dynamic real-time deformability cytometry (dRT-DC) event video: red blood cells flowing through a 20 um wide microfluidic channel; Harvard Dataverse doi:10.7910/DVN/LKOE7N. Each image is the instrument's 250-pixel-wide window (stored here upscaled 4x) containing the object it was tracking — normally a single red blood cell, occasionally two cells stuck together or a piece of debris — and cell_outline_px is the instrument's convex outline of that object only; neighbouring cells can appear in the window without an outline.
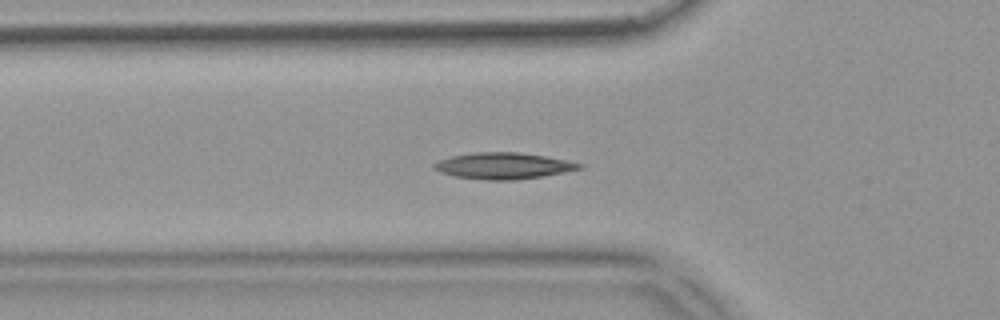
{"species": "common noctule bat (a hibernating species)", "species_latin": "Nyctalus noctula", "temperature_condition": "warm", "stored_images_in_passage": 54, "segment_of_instrument_passage": [1, 2], "camera_frame_rate_fps": 3000, "um_per_image_px": 0.085, "animal": {"sex": "female", "body_mass_g": 18.4}, "frame": {"image": 1, "passage_image": 18, "time_ms": 5.667, "image_size_px": [1000, 320], "cell_outline_px": [[584, 168], [544, 176], [516, 180], [484, 180], [452, 176], [440, 172], [432, 168], [432, 164], [440, 160], [452, 156], [472, 152], [520, 152], [544, 156], [584, 164]], "centroid_in_image_um": [42.76, 14.1], "position_along_channel_um": 83.0, "area_um2": 22.43}}
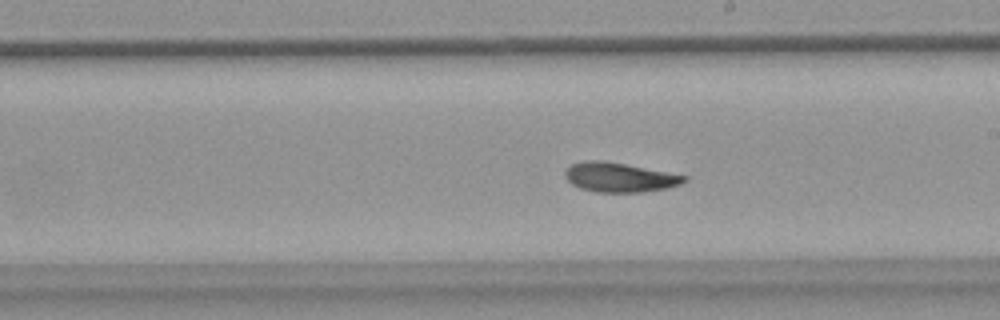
{"frame": {"image": 2, "passage_image": 30, "time_ms": 9.667, "image_size_px": [1000, 320], "cell_outline_px": [[688, 180], [680, 184], [664, 188], [640, 192], [596, 192], [580, 188], [572, 184], [564, 176], [564, 172], [572, 164], [588, 160], [600, 160], [624, 164], [688, 176]], "centroid_in_image_um": [52.64, 15.07], "position_along_channel_um": 236.4, "area_um2": 20.11}}
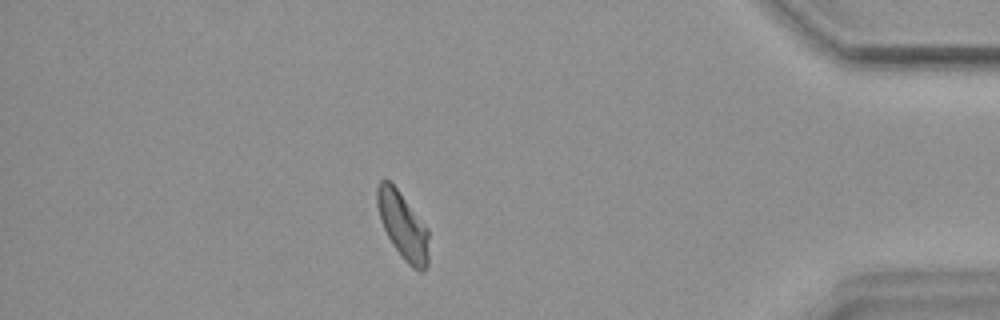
{"frame": {"image": 3, "passage_image": 46, "time_ms": 15.0, "image_size_px": [1000, 320], "cell_outline_px": [[428, 264], [424, 272], [420, 272], [412, 268], [404, 260], [392, 244], [380, 220], [376, 204], [376, 188], [380, 180], [388, 180], [396, 188], [428, 228]], "centroid_in_image_um": [34.24, 19.21], "position_along_channel_um": 401.0, "area_um2": 20.11}}